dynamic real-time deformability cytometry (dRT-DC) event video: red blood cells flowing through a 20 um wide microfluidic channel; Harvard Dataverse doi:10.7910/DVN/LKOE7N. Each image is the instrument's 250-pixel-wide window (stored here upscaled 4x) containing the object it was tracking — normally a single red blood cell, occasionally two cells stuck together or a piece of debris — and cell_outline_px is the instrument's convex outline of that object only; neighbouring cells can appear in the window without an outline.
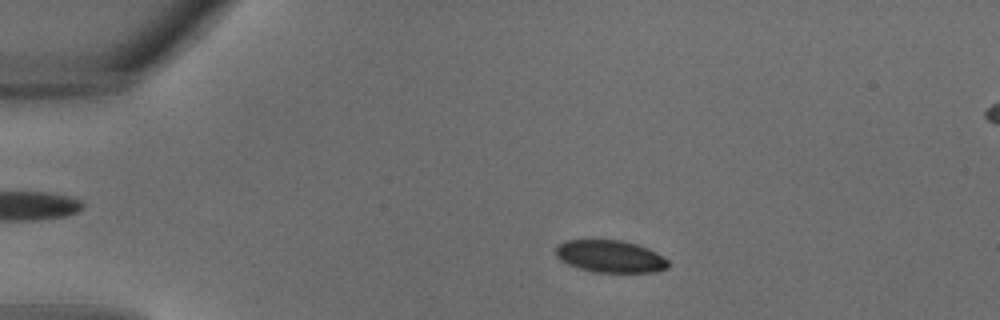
{"species": "common noctule bat (a hibernating species)", "species_latin": "Nyctalus noctula", "temperature_condition": "warm", "stored_images_in_passage": 29, "camera_frame_rate_fps": 3000, "um_per_image_px": 0.085, "animal": {"sex": "male", "body_mass_g": 18.8}, "frame": {"image": 1, "passage_image": 2, "time_ms": 0.333, "image_size_px": [1000, 320], "cell_outline_px": [[668, 268], [656, 272], [596, 272], [580, 268], [568, 264], [560, 260], [556, 256], [556, 248], [564, 240], [620, 240], [636, 244], [648, 248], [656, 252], [668, 260]], "centroid_in_image_um": [51.88, 21.79], "position_along_channel_um": 33.1, "area_um2": 21.04}}
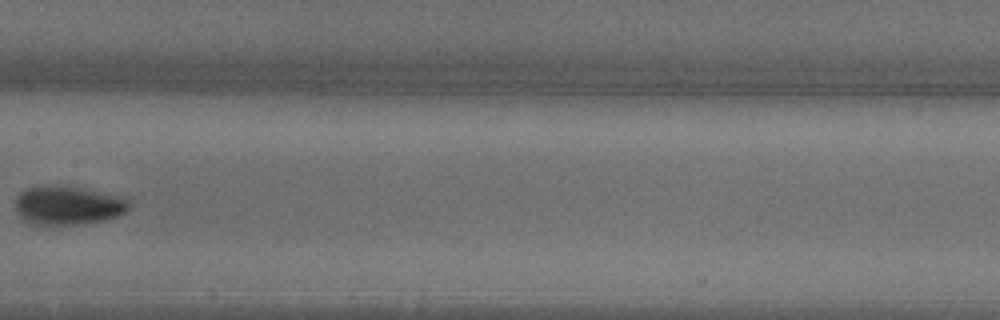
{"frame": {"image": 2, "passage_image": 13, "time_ms": 4.0, "image_size_px": [1000, 320], "cell_outline_px": [[128, 208], [120, 216], [104, 220], [76, 224], [36, 224], [20, 216], [16, 208], [16, 196], [24, 188], [52, 184], [56, 184], [80, 188], [124, 196], [128, 200]], "centroid_in_image_um": [5.78, 17.42], "position_along_channel_um": 201.6, "area_um2": 25.61}}
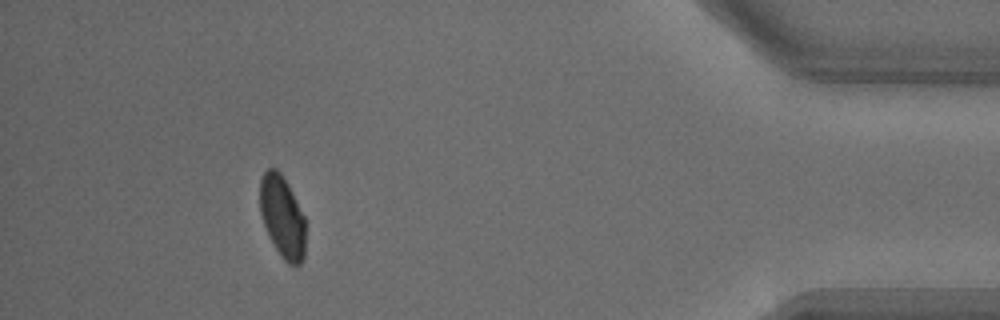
{"frame": {"image": 3, "passage_image": 26, "time_ms": 8.333, "image_size_px": [1000, 320], "cell_outline_px": [[304, 256], [300, 264], [288, 264], [284, 260], [276, 248], [264, 224], [260, 212], [260, 180], [264, 172], [268, 168], [276, 168], [280, 172], [288, 184], [304, 216]], "centroid_in_image_um": [23.99, 18.39], "position_along_channel_um": 411.2, "area_um2": 21.39}}